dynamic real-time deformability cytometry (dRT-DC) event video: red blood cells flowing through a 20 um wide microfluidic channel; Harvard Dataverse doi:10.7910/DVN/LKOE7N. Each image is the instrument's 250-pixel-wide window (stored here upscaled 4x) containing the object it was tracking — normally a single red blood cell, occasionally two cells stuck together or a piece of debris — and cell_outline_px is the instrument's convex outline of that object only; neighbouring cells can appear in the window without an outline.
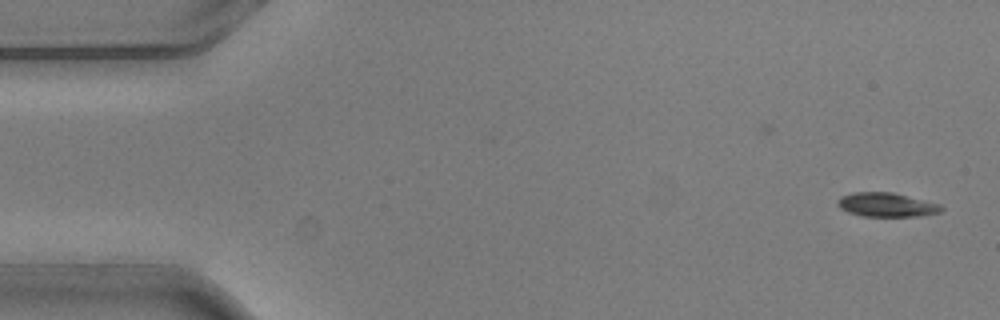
{"species": "common noctule bat (a hibernating species)", "species_latin": "Nyctalus noctula", "temperature_condition": "warm", "stored_images_in_passage": 6, "camera_frame_rate_fps": 3000, "um_per_image_px": 0.085, "animal": {"sex": "male", "body_mass_g": 20.5, "forearm_length_mm": 52.5}, "frame": {"image": 1, "passage_image": 1, "time_ms": 0.0, "image_size_px": [1000, 320], "cell_outline_px": [[944, 208], [940, 212], [920, 216], [860, 216], [848, 212], [840, 208], [836, 204], [836, 200], [840, 196], [852, 192], [892, 192], [940, 204]], "centroid_in_image_um": [75.31, 17.4], "position_along_channel_um": 9.7, "area_um2": 14.62}}
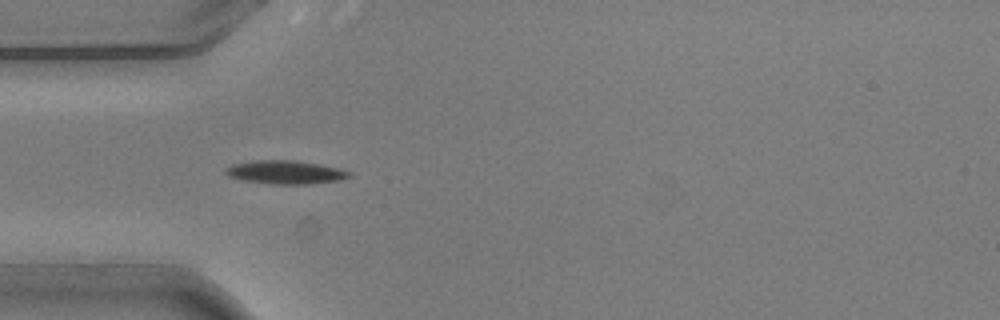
{"frame": {"image": 2, "passage_image": 5, "time_ms": 1.333, "image_size_px": [1000, 320], "cell_outline_px": [[352, 176], [336, 180], [308, 184], [268, 184], [244, 180], [228, 176], [224, 172], [224, 168], [232, 164], [256, 160], [296, 160], [320, 164], [352, 172]], "centroid_in_image_um": [24.22, 14.63], "position_along_channel_um": 60.8, "area_um2": 16.88}}